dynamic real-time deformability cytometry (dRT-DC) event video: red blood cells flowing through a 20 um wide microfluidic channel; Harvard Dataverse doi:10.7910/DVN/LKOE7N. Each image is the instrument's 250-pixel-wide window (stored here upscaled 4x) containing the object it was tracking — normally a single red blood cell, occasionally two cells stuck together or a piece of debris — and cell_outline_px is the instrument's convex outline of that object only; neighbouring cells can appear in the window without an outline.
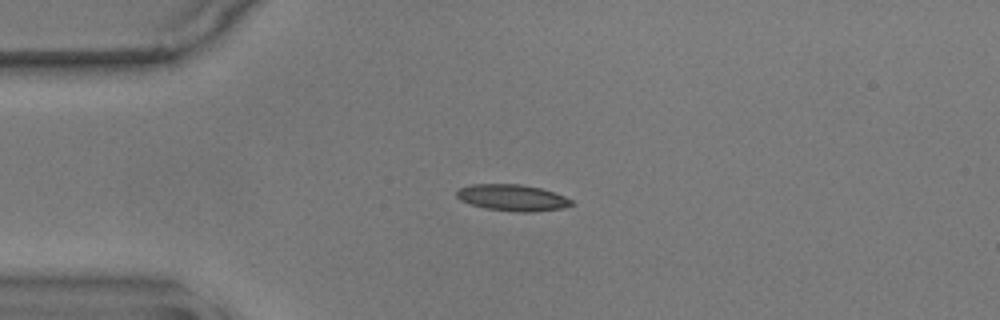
{"species": "common noctule bat (a hibernating species)", "species_latin": "Nyctalus noctula", "temperature_condition": "warm", "stored_images_in_passage": 44, "camera_frame_rate_fps": 3000, "um_per_image_px": 0.085, "animal": {"sex": "male", "body_mass_g": 17.9}, "frame": {"image": 1, "passage_image": 1, "time_ms": 0.0, "image_size_px": [1000, 320], "cell_outline_px": [[572, 204], [564, 208], [532, 212], [520, 212], [488, 208], [472, 204], [460, 200], [456, 196], [456, 192], [460, 188], [472, 184], [520, 184], [540, 188], [564, 196], [572, 200]], "centroid_in_image_um": [43.56, 16.8], "position_along_channel_um": 41.4, "area_um2": 17.4}}
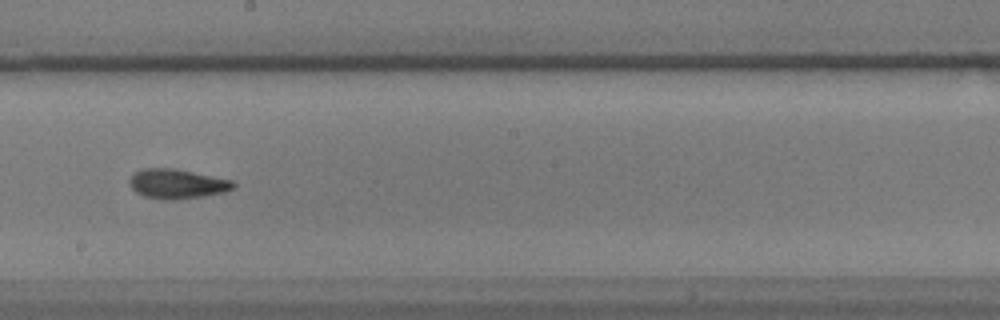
{"frame": {"image": 2, "passage_image": 19, "time_ms": 6.0, "image_size_px": [1000, 320], "cell_outline_px": [[236, 188], [224, 192], [200, 196], [172, 200], [164, 200], [144, 196], [136, 192], [128, 184], [128, 180], [140, 168], [176, 168], [232, 180], [236, 184]], "centroid_in_image_um": [15.04, 15.61], "position_along_channel_um": 233.2, "area_um2": 17.98}}
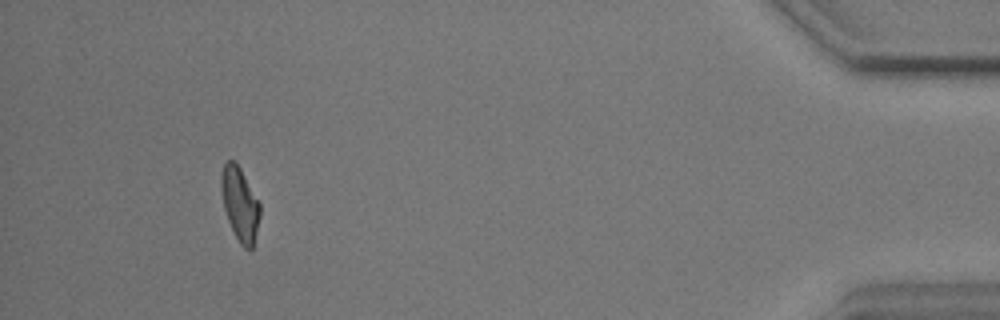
{"frame": {"image": 3, "passage_image": 40, "time_ms": 13.0, "image_size_px": [1000, 320], "cell_outline_px": [[260, 216], [252, 248], [248, 252], [240, 244], [228, 220], [224, 208], [220, 188], [220, 180], [224, 164], [228, 160], [232, 160], [240, 168], [260, 200]], "centroid_in_image_um": [20.4, 17.34], "position_along_channel_um": 414.8, "area_um2": 16.65}, "authors_computed_cell_mechanics": {"area_um2": 17.1955, "velocity_mm_per_s": 3.5526, "shape_relaxation_time_tau1_ms": 4.6721, "shape_relaxation_time_tau2_ms": 2.7689, "deformation_change_tau1": 0.153, "deformation_change_tau2": 0.0972}}